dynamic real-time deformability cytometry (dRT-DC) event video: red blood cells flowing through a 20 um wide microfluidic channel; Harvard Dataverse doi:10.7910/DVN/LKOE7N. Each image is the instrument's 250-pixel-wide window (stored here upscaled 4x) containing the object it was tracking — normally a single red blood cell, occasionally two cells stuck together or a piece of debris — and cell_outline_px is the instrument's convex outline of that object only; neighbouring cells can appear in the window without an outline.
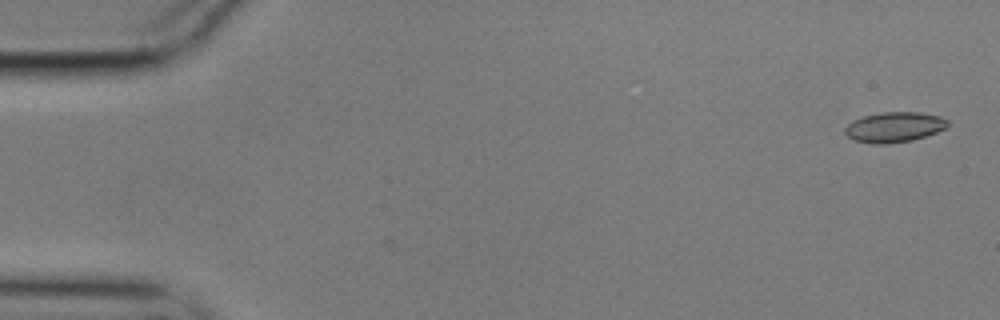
{"species": "common noctule bat (a hibernating species)", "species_latin": "Nyctalus noctula", "temperature_condition": "cold", "stored_images_in_passage": 56, "camera_frame_rate_fps": 3000, "um_per_image_px": 0.085, "animal": {"sex": "male", "body_mass_g": 17.9}, "frame": {"image": 1, "passage_image": 1, "time_ms": 0.0, "image_size_px": [1000, 320], "cell_outline_px": [[948, 124], [944, 128], [936, 132], [912, 140], [888, 144], [872, 144], [852, 140], [844, 132], [844, 128], [852, 120], [864, 116], [884, 112], [920, 112], [940, 116], [948, 120]], "centroid_in_image_um": [75.97, 10.81], "position_along_channel_um": 9.0, "area_um2": 18.09}}
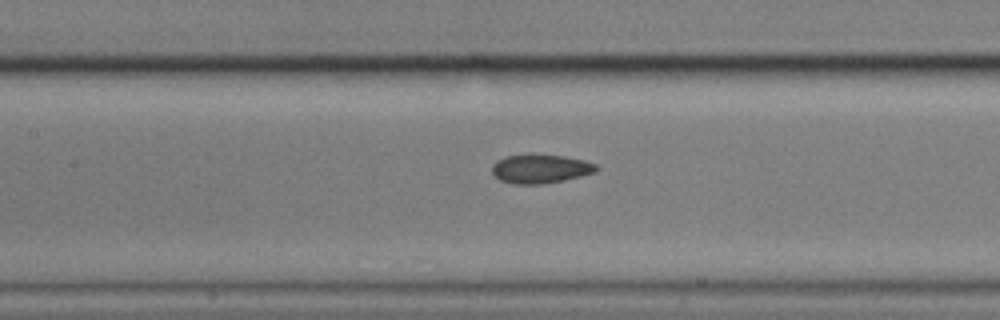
{"frame": {"image": 2, "passage_image": 25, "time_ms": 8.0, "image_size_px": [1000, 320], "cell_outline_px": [[596, 172], [564, 180], [544, 184], [512, 184], [500, 180], [492, 172], [492, 164], [496, 160], [504, 156], [532, 152], [564, 156], [584, 160], [596, 164]], "centroid_in_image_um": [45.89, 14.31], "position_along_channel_um": 161.5, "area_um2": 18.03}}
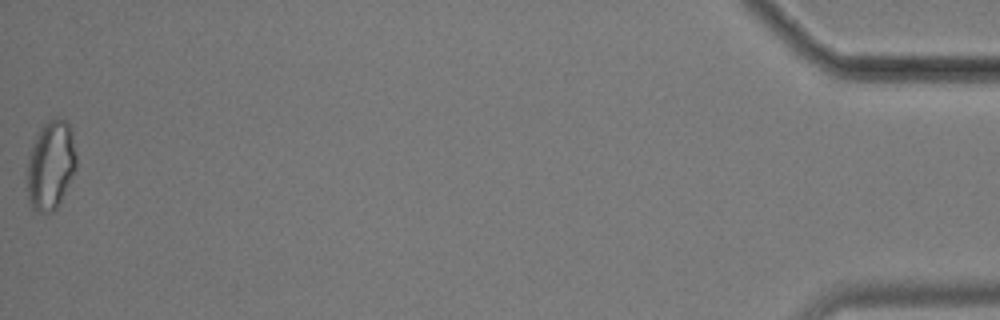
{"frame": {"image": 3, "passage_image": 56, "time_ms": 18.333, "image_size_px": [1000, 320], "cell_outline_px": [[76, 168], [60, 204], [52, 212], [36, 212], [28, 204], [28, 156], [32, 144], [40, 128], [48, 120], [56, 116], [64, 120], [68, 124], [72, 132], [76, 156]], "centroid_in_image_um": [4.31, 14.05], "position_along_channel_um": 430.9, "area_um2": 25.66}, "authors_computed_cell_mechanics": {"area_um2": 18.0625, "velocity_mm_per_s": 3.5229, "shape_relaxation_time_tau1_ms": null, "shape_relaxation_time_tau2_ms": 3.1547, "deformation_change_tau1": null, "deformation_change_tau2": 0.0785}}